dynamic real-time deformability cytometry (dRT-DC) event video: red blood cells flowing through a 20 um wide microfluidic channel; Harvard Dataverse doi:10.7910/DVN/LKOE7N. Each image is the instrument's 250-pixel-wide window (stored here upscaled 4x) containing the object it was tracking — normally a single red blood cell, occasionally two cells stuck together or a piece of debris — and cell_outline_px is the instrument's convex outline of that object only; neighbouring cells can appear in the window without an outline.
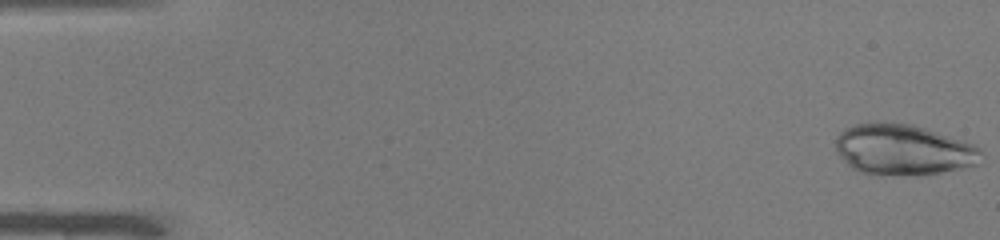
{"species": "common noctule bat (a hibernating species)", "species_latin": "Nyctalus noctula", "temperature_condition": "warm", "stored_images_in_passage": 49, "camera_frame_rate_fps": 3000, "um_per_image_px": 0.085, "animal": {"sex": "male", "body_mass_g": 19.0, "forearm_length_mm": 50.8}, "frame": {"image": 1, "passage_image": 1, "time_ms": 0.0, "image_size_px": [1000, 240], "cell_outline_px": [[980, 152], [976, 164], [940, 172], [872, 176], [860, 172], [852, 168], [840, 156], [836, 148], [836, 136], [844, 128], [856, 124], [912, 124], [972, 144], [980, 148]], "centroid_in_image_um": [76.69, 12.74], "position_along_channel_um": 8.3, "area_um2": 41.85}}
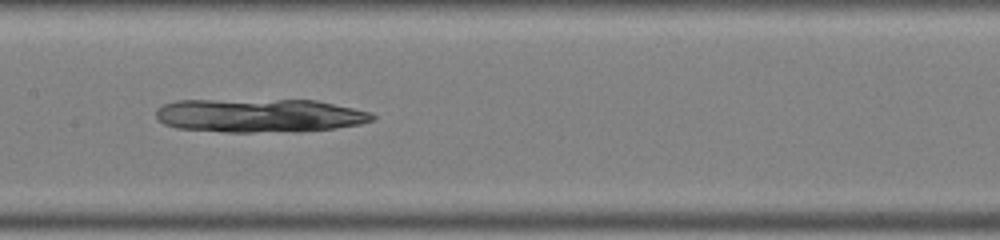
{"frame": {"image": 2, "passage_image": 25, "time_ms": 8.0, "image_size_px": [1000, 240], "cell_outline_px": [[376, 116], [372, 120], [360, 124], [336, 128], [300, 132], [228, 132], [176, 128], [164, 124], [156, 116], [156, 108], [164, 104], [176, 100], [316, 100], [372, 112]], "centroid_in_image_um": [22.07, 9.82], "position_along_channel_um": 185.3, "area_um2": 42.71}}
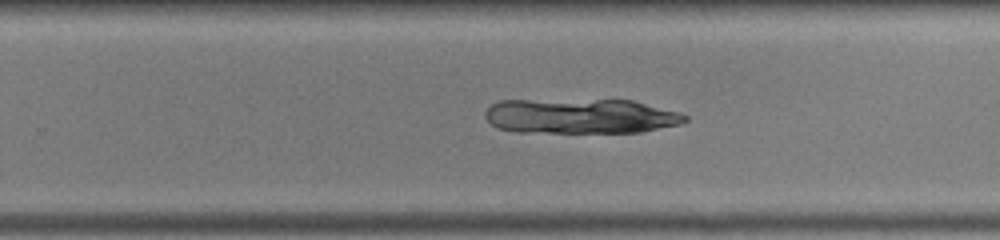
{"frame": {"image": 3, "passage_image": 32, "time_ms": 10.333, "image_size_px": [1000, 240], "cell_outline_px": [[688, 120], [680, 124], [640, 132], [516, 132], [496, 128], [484, 116], [484, 112], [492, 104], [500, 100], [632, 100], [676, 112], [688, 116]], "centroid_in_image_um": [49.29, 9.87], "position_along_channel_um": 280.5, "area_um2": 40.58}}